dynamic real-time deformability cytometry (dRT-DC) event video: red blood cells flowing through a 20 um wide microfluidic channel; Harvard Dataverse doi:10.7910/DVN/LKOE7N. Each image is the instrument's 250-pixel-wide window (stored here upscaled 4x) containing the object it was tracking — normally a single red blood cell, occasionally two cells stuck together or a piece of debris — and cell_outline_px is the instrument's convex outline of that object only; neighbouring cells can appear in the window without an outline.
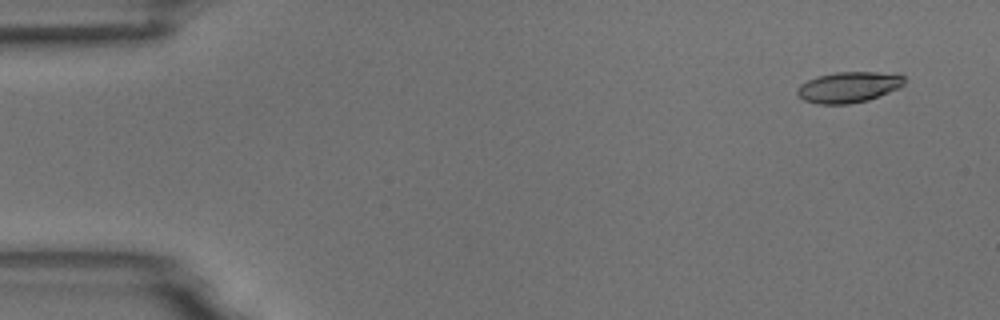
{"species": "common noctule bat (a hibernating species)", "species_latin": "Nyctalus noctula", "temperature_condition": "room temperature", "stored_images_in_passage": 4, "camera_frame_rate_fps": 3000, "um_per_image_px": 0.085, "animal": {"sex": "male", "body_mass_g": 18.8}, "frame": {"image": 1, "passage_image": 1, "time_ms": 0.0, "image_size_px": [1000, 320], "cell_outline_px": [[904, 84], [900, 88], [868, 100], [848, 104], [816, 104], [804, 100], [796, 92], [796, 88], [800, 84], [816, 76], [836, 72], [896, 72], [904, 76]], "centroid_in_image_um": [72.15, 7.39], "position_along_channel_um": 12.8, "area_um2": 19.48}}